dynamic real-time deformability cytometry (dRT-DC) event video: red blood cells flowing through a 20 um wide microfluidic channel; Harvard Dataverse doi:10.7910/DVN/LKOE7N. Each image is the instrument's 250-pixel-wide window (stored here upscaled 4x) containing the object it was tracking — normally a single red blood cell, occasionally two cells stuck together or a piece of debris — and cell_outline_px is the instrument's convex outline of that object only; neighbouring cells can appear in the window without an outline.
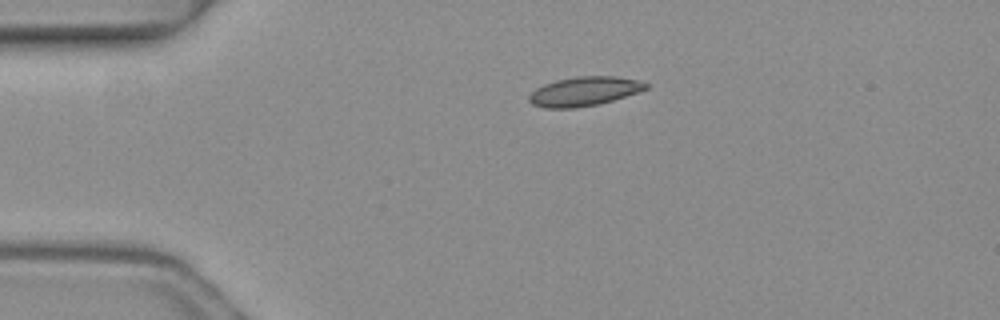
{"species": "common noctule bat (a hibernating species)", "species_latin": "Nyctalus noctula", "temperature_condition": "warm", "stored_images_in_passage": 2, "camera_frame_rate_fps": 3000, "um_per_image_px": 0.085, "animal": {"sex": "female", "body_mass_g": 19.3, "forearm_length_mm": 54.1}, "frame": {"image": 1, "passage_image": 1, "time_ms": 0.0, "image_size_px": [1000, 320], "cell_outline_px": [[648, 88], [612, 100], [596, 104], [576, 108], [544, 108], [532, 104], [528, 100], [528, 96], [536, 88], [544, 84], [556, 80], [576, 76], [616, 76], [636, 80], [648, 84]], "centroid_in_image_um": [49.6, 7.76], "position_along_channel_um": 35.4, "area_um2": 19.65}}